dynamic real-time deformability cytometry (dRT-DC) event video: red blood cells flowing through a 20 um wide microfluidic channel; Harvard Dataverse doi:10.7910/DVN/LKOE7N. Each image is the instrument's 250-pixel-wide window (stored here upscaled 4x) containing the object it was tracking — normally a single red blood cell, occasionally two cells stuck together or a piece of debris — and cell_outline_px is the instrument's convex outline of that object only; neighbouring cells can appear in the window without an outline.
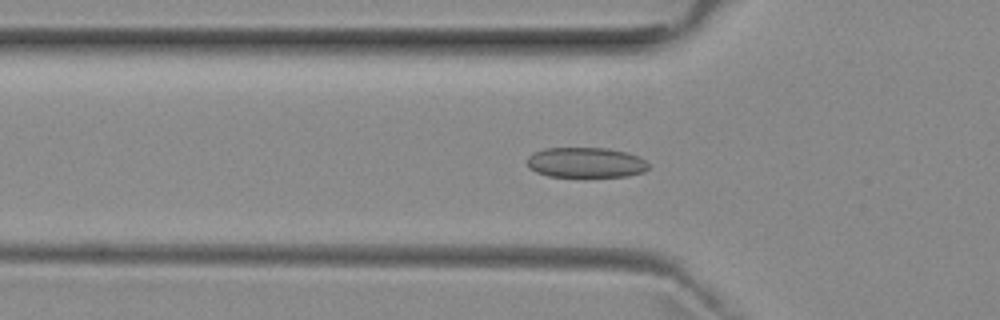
{"species": "common noctule bat (a hibernating species)", "species_latin": "Nyctalus noctula", "temperature_condition": "room temperature", "stored_images_in_passage": 52, "camera_frame_rate_fps": 3000, "um_per_image_px": 0.085, "animal": {"sex": "female", "body_mass_g": 29.2, "forearm_length_mm": 56.3}, "frame": {"image": 1, "passage_image": 16, "time_ms": 5.0, "image_size_px": [1000, 320], "cell_outline_px": [[648, 168], [644, 172], [628, 176], [548, 176], [536, 172], [528, 168], [528, 156], [532, 152], [544, 148], [608, 148], [628, 152], [644, 160], [648, 164]], "centroid_in_image_um": [49.77, 13.8], "position_along_channel_um": 76.0, "area_um2": 21.39}}
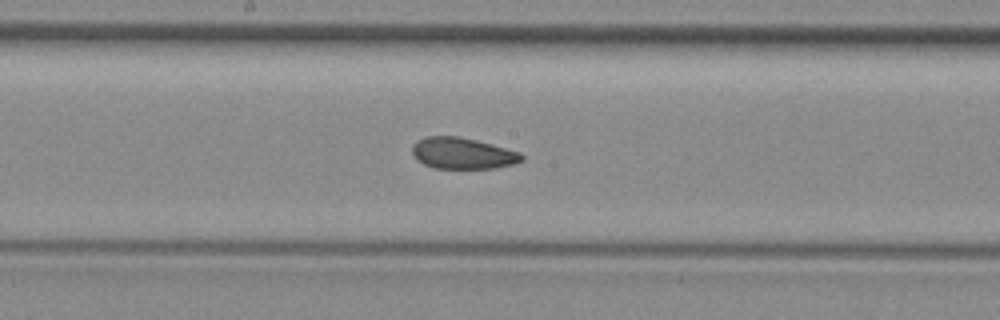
{"frame": {"image": 2, "passage_image": 26, "time_ms": 8.333, "image_size_px": [1000, 320], "cell_outline_px": [[524, 160], [516, 164], [496, 168], [432, 168], [416, 160], [412, 156], [412, 144], [416, 140], [424, 136], [456, 136], [476, 140], [520, 152], [524, 156]], "centroid_in_image_um": [39.29, 13.03], "position_along_channel_um": 208.9, "area_um2": 20.23}}
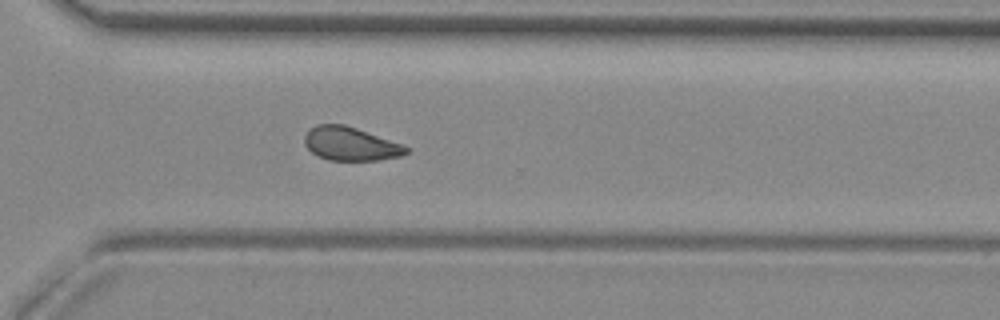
{"frame": {"image": 3, "passage_image": 36, "time_ms": 11.667, "image_size_px": [1000, 320], "cell_outline_px": [[412, 148], [408, 152], [400, 156], [376, 160], [328, 160], [316, 156], [304, 144], [304, 136], [308, 128], [316, 124], [344, 124], [404, 144]], "centroid_in_image_um": [29.79, 12.22], "position_along_channel_um": 340.8, "area_um2": 20.11}, "authors_computed_cell_mechanics": {"area_um2": 20.9525, "velocity_mm_per_s": 3.9656, "shape_relaxation_time_tau1_ms": 10.2603, "shape_relaxation_time_tau2_ms": 2.6421, "deformation_change_tau1": 0.1489, "deformation_change_tau2": 0.071}}